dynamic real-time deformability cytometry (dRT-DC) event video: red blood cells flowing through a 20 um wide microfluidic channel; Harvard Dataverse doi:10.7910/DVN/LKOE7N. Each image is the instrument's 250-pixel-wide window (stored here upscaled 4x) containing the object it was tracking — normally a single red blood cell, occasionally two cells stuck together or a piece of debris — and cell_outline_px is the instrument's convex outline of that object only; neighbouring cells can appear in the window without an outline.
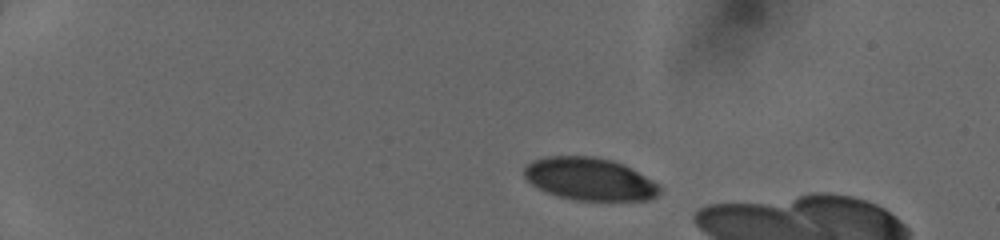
{"species": "human", "species_latin": "Homo sapiens", "temperature_condition": "cold", "stored_images_in_passage": 38, "camera_frame_rate_fps": 3000, "um_per_image_px": 0.085, "donor": {"sex": "female"}, "frame": {"image": 1, "passage_image": 1, "time_ms": 0.0, "image_size_px": [1000, 240], "cell_outline_px": [[660, 192], [656, 196], [648, 200], [572, 200], [556, 196], [544, 192], [532, 184], [524, 176], [524, 164], [532, 160], [548, 156], [592, 156], [612, 160], [624, 164], [660, 184]], "centroid_in_image_um": [50.09, 15.21], "position_along_channel_um": 34.9, "area_um2": 33.93}}
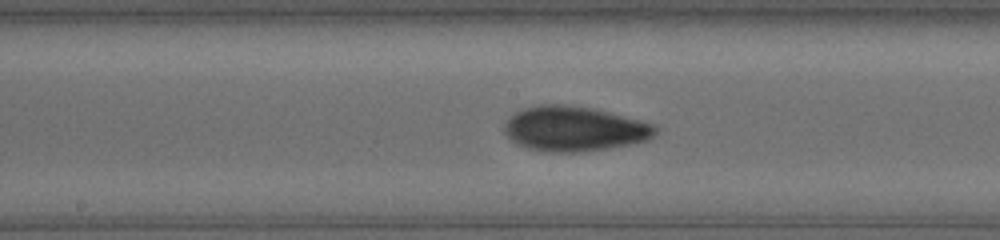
{"frame": {"image": 2, "passage_image": 19, "time_ms": 6.0, "image_size_px": [1000, 240], "cell_outline_px": [[656, 132], [648, 140], [608, 148], [576, 152], [544, 152], [528, 148], [516, 144], [504, 132], [504, 124], [516, 112], [524, 108], [540, 104], [564, 104], [592, 108], [656, 124]], "centroid_in_image_um": [48.8, 10.94], "position_along_channel_um": 199.4, "area_um2": 39.3}}
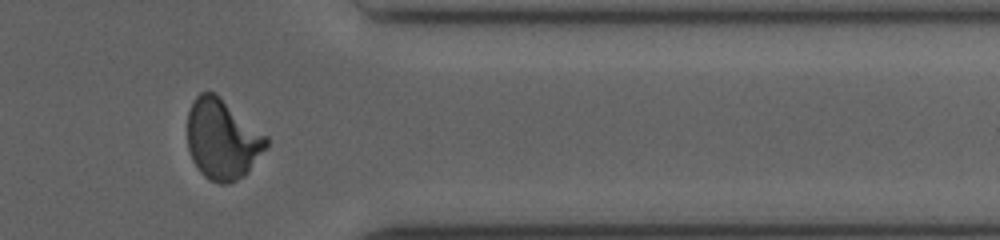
{"frame": {"image": 3, "passage_image": 33, "time_ms": 10.667, "image_size_px": [1000, 240], "cell_outline_px": [[268, 148], [248, 172], [244, 176], [228, 184], [220, 184], [208, 180], [200, 172], [192, 160], [188, 148], [188, 112], [192, 100], [200, 92], [216, 92], [268, 136]], "centroid_in_image_um": [18.92, 11.84], "position_along_channel_um": 392.5, "area_um2": 37.51}}